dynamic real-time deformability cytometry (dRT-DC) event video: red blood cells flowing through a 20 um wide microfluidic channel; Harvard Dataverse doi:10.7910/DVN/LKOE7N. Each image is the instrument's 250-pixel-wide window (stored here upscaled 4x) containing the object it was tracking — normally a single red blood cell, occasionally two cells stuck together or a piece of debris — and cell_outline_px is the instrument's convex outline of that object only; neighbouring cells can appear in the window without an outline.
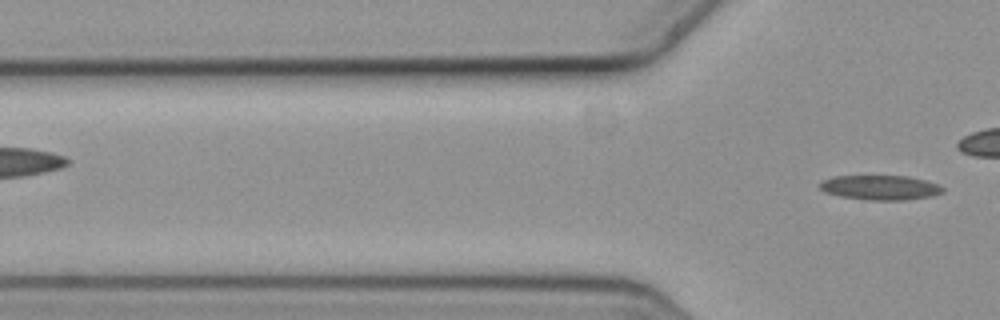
{"species": "common noctule bat (a hibernating species)", "species_latin": "Nyctalus noctula", "temperature_condition": "cold", "stored_images_in_passage": 3, "segment_of_instrument_passage": [2, 2], "camera_frame_rate_fps": 3000, "um_per_image_px": 0.085, "animal": {"sex": "female", "body_mass_g": 19.3, "forearm_length_mm": 54.1}, "frame": {"image": 1, "passage_image": 3, "time_ms": 0.667, "image_size_px": [1000, 320], "cell_outline_px": [[944, 192], [932, 196], [904, 200], [872, 200], [840, 196], [824, 192], [820, 188], [820, 184], [824, 180], [836, 176], [908, 176], [924, 180], [936, 184], [944, 188]], "centroid_in_image_um": [74.84, 15.94], "position_along_channel_um": 51.0, "area_um2": 17.46}}